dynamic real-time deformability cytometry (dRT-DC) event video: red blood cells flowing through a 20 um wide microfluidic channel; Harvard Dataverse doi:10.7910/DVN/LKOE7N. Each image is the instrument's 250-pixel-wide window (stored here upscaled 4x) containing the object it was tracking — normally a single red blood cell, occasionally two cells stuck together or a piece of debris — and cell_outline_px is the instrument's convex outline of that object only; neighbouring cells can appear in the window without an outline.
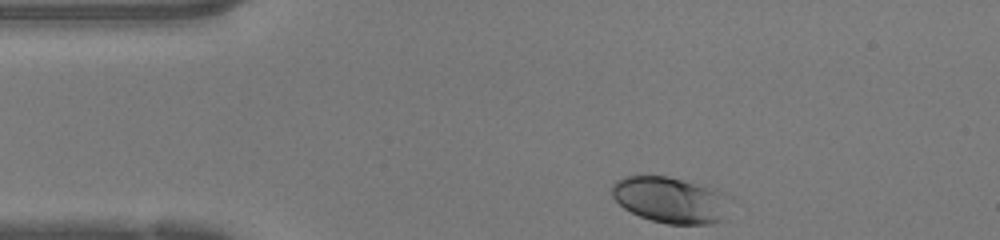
{"species": "human", "species_latin": "Homo sapiens", "temperature_condition": "warm", "stored_images_in_passage": 31, "camera_frame_rate_fps": 3000, "um_per_image_px": 0.085, "donor": {"sex": "female"}, "frame": {"image": 1, "passage_image": 1, "time_ms": 0.0, "image_size_px": [1000, 240], "cell_outline_px": [[732, 200], [724, 220], [708, 224], [668, 224], [652, 220], [640, 216], [624, 208], [612, 196], [612, 184], [616, 180], [624, 176], [668, 176], [708, 184], [732, 196]], "centroid_in_image_um": [57.1, 16.97], "position_along_channel_um": 27.9, "area_um2": 32.66}}
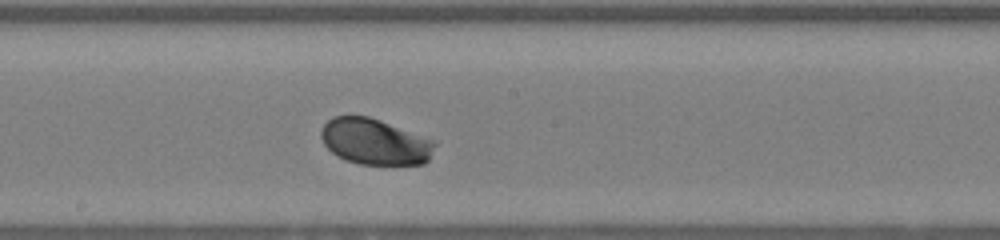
{"frame": {"image": 2, "passage_image": 18, "time_ms": 5.667, "image_size_px": [1000, 240], "cell_outline_px": [[436, 144], [428, 160], [424, 164], [360, 164], [344, 160], [332, 152], [324, 144], [320, 136], [320, 128], [332, 116], [368, 116], [380, 120], [432, 140]], "centroid_in_image_um": [31.81, 12.04], "position_along_channel_um": 216.4, "area_um2": 30.23}}
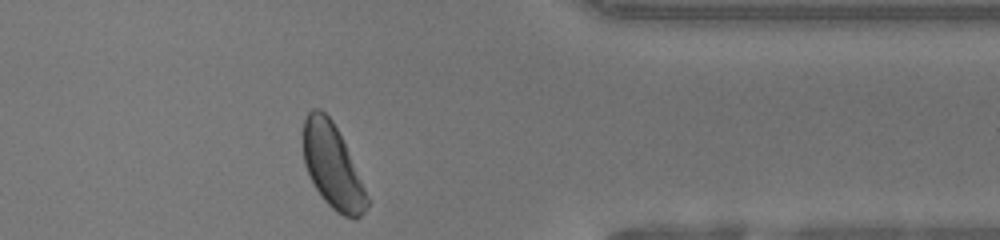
{"frame": {"image": 3, "passage_image": 31, "time_ms": 10.0, "image_size_px": [1000, 240], "cell_outline_px": [[368, 204], [364, 212], [356, 220], [344, 216], [336, 212], [324, 200], [316, 188], [304, 164], [304, 120], [308, 112], [312, 108], [320, 108], [332, 120], [344, 144], [364, 188], [368, 200]], "centroid_in_image_um": [28.24, 14.14], "position_along_channel_um": 383.2, "area_um2": 30.4}, "authors_computed_cell_mechanics": {"area_um2": 30.4028, "velocity_mm_per_s": 4.2403, "shape_relaxation_time_tau1_ms": 1.0333, "shape_relaxation_time_tau2_ms": null, "deformation_change_tau1": 0.0997, "deformation_change_tau2": null}}